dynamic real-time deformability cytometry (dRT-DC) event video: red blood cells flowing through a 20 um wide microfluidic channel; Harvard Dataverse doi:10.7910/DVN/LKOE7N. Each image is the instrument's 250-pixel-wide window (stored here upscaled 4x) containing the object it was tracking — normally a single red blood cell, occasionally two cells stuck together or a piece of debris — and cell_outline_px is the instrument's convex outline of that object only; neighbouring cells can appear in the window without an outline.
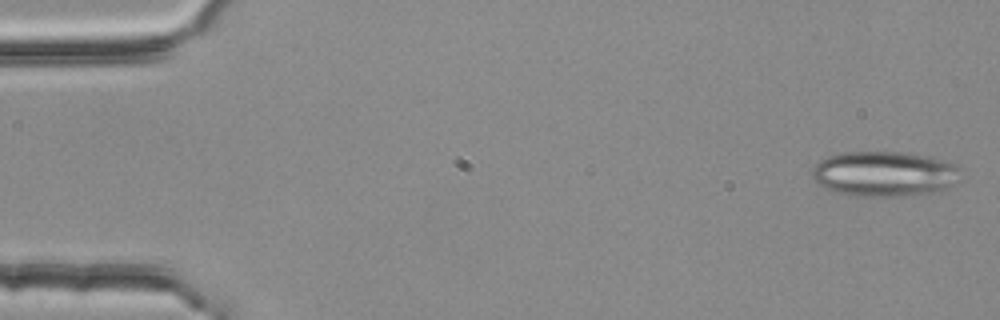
{"species": "common noctule bat (a hibernating species)", "species_latin": "Nyctalus noctula", "temperature_condition": "room temperature", "stored_images_in_passage": 53, "segment_of_instrument_passage": [1, 2], "camera_frame_rate_fps": 3000, "um_per_image_px": 0.085, "animal": {"sex": "female", "body_mass_g": 25.1}, "frame": {"image": 1, "passage_image": 1, "time_ms": 0.0, "image_size_px": [1000, 320], "cell_outline_px": [[964, 180], [948, 188], [932, 192], [912, 196], [856, 196], [824, 188], [816, 184], [812, 176], [812, 168], [820, 160], [828, 156], [840, 152], [900, 152], [924, 156], [944, 160], [960, 168]], "centroid_in_image_um": [75.21, 14.79], "position_along_channel_um": 9.8, "area_um2": 39.54}}